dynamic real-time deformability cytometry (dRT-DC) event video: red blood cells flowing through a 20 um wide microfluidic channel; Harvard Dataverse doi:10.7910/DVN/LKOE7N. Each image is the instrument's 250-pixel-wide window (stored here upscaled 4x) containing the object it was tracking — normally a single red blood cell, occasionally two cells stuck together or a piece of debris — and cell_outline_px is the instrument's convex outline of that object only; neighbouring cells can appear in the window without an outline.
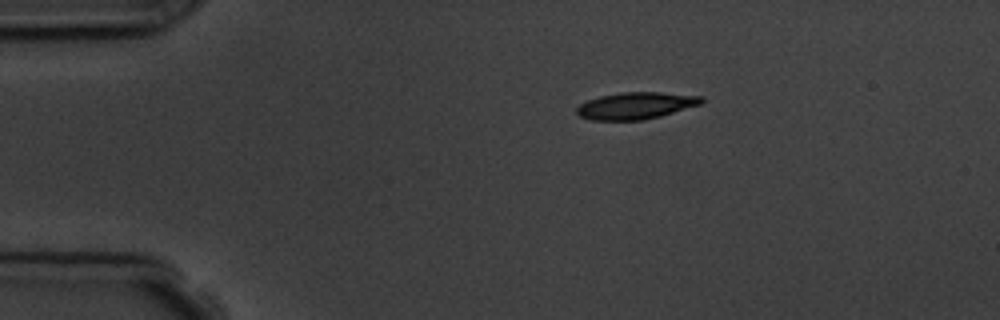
{"species": "common noctule bat (a hibernating species)", "species_latin": "Nyctalus noctula", "temperature_condition": "room temperature", "stored_images_in_passage": 5, "camera_frame_rate_fps": 3000, "um_per_image_px": 0.085, "animal": {"sex": "male", "body_mass_g": 19.5, "forearm_length_mm": 54.6}, "frame": {"image": 1, "passage_image": 1, "time_ms": 0.0, "image_size_px": [1000, 320], "cell_outline_px": [[704, 100], [700, 104], [660, 116], [644, 120], [592, 120], [580, 116], [576, 112], [576, 108], [580, 104], [588, 100], [600, 96], [620, 92], [660, 92], [704, 96]], "centroid_in_image_um": [54.04, 8.97], "position_along_channel_um": 31.0, "area_um2": 19.48}}
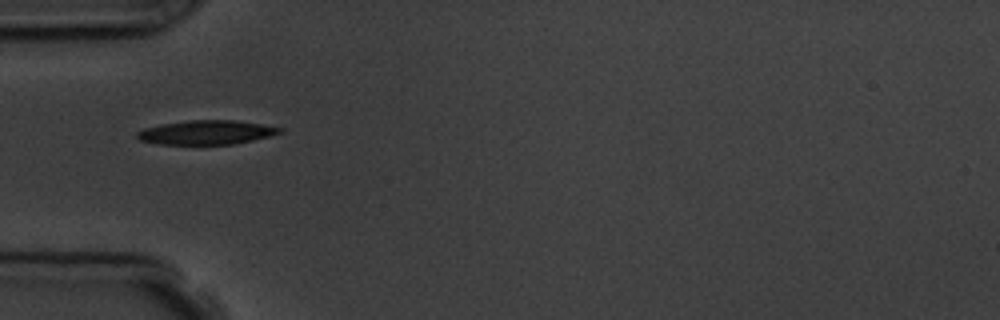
{"frame": {"image": 2, "passage_image": 3, "time_ms": 2.333, "image_size_px": [1000, 320], "cell_outline_px": [[284, 132], [252, 140], [232, 144], [160, 144], [140, 140], [136, 136], [136, 132], [144, 128], [164, 124], [188, 120], [236, 120], [284, 128]], "centroid_in_image_um": [17.56, 11.25], "position_along_channel_um": 67.4, "area_um2": 19.88}}